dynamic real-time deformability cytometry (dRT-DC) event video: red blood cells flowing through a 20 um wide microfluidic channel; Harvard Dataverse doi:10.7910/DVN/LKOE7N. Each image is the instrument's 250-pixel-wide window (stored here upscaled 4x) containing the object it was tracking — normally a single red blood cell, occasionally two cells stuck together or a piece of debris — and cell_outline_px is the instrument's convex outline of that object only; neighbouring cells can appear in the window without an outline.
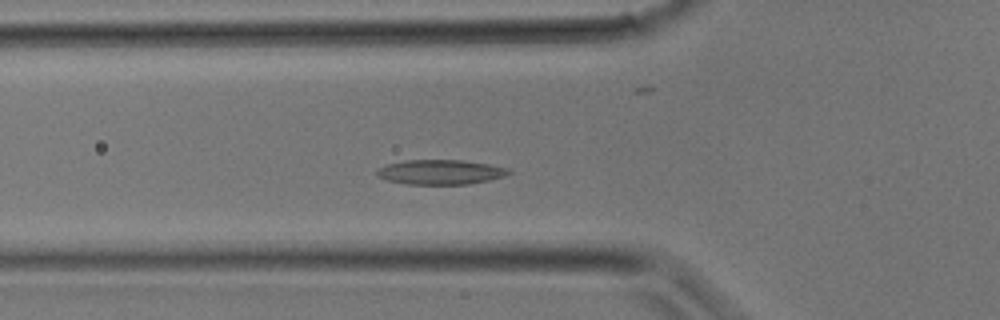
{"species": "common noctule bat (a hibernating species)", "species_latin": "Nyctalus noctula", "temperature_condition": "room temperature", "stored_images_in_passage": 32, "camera_frame_rate_fps": 3000, "um_per_image_px": 0.085, "animal": {"sex": "male", "body_mass_g": 17.9}, "frame": {"image": 1, "passage_image": 10, "time_ms": 3.0, "image_size_px": [1000, 320], "cell_outline_px": [[512, 172], [504, 176], [488, 180], [468, 184], [404, 184], [388, 180], [376, 176], [376, 172], [380, 168], [388, 164], [404, 160], [464, 160], [488, 164], [508, 168]], "centroid_in_image_um": [37.43, 14.62], "position_along_channel_um": 88.4, "area_um2": 18.9}}
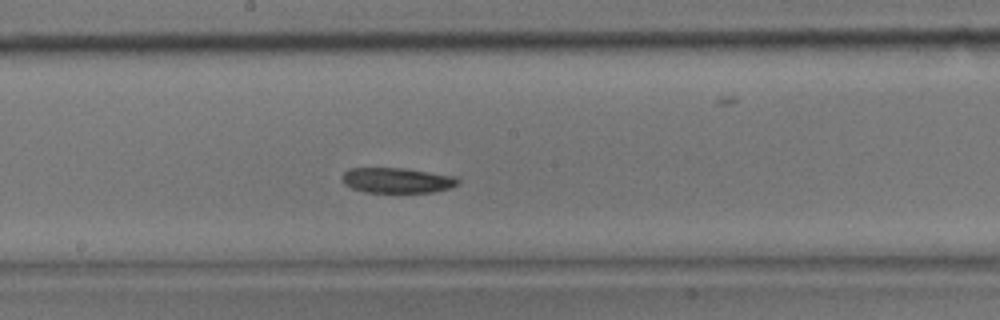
{"frame": {"image": 2, "passage_image": 16, "time_ms": 5.0, "image_size_px": [1000, 320], "cell_outline_px": [[460, 184], [452, 188], [432, 192], [364, 192], [352, 188], [344, 184], [340, 176], [348, 168], [404, 168], [456, 176], [460, 180]], "centroid_in_image_um": [33.76, 15.33], "position_along_channel_um": 214.4, "area_um2": 17.28}}
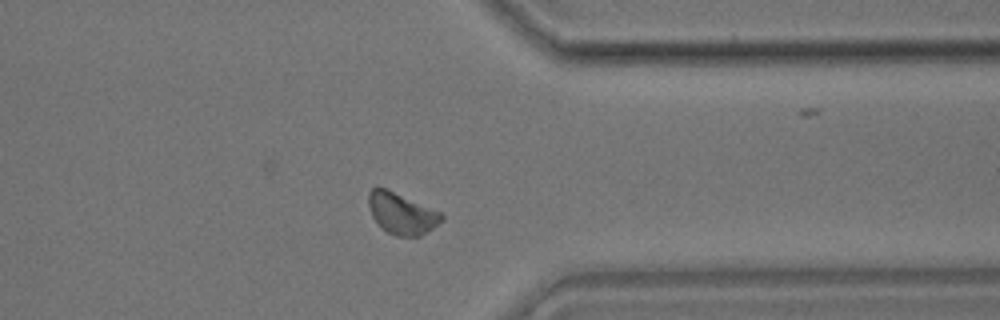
{"frame": {"image": 3, "passage_image": 24, "time_ms": 7.667, "image_size_px": [1000, 320], "cell_outline_px": [[444, 220], [420, 236], [396, 236], [388, 232], [372, 216], [368, 204], [368, 192], [372, 188], [388, 188], [440, 212], [444, 216]], "centroid_in_image_um": [34.15, 18.12], "position_along_channel_um": 377.3, "area_um2": 17.4}}